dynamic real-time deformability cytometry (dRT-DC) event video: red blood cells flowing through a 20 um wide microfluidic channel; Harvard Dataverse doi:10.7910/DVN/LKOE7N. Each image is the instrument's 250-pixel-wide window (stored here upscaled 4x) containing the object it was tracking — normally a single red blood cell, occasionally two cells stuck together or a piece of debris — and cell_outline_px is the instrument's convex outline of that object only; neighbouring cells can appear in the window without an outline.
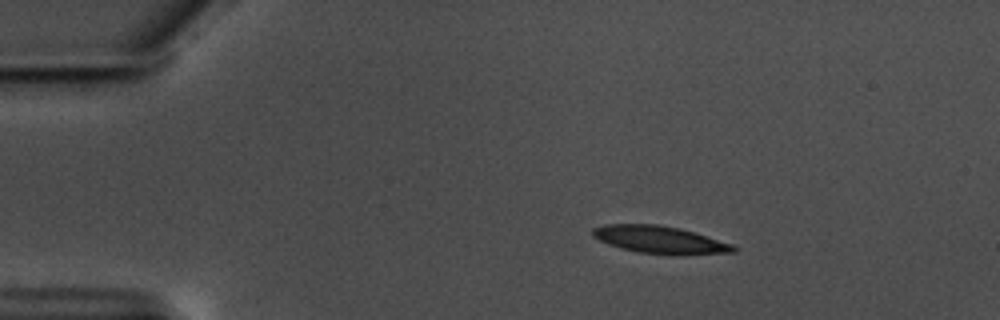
{"species": "common noctule bat (a hibernating species)", "species_latin": "Nyctalus noctula", "temperature_condition": "warm", "stored_images_in_passage": 2, "camera_frame_rate_fps": 3000, "um_per_image_px": 0.085, "animal": {"sex": "male", "body_mass_g": 17.5, "forearm_length_mm": 52.3}, "frame": {"image": 1, "passage_image": 1, "time_ms": 0.0, "image_size_px": [1000, 320], "cell_outline_px": [[740, 248], [736, 252], [684, 256], [676, 256], [640, 252], [620, 248], [608, 244], [592, 236], [592, 228], [604, 224], [660, 224], [680, 228], [696, 232], [732, 244]], "centroid_in_image_um": [56.16, 20.39], "position_along_channel_um": 28.8, "area_um2": 23.12}}